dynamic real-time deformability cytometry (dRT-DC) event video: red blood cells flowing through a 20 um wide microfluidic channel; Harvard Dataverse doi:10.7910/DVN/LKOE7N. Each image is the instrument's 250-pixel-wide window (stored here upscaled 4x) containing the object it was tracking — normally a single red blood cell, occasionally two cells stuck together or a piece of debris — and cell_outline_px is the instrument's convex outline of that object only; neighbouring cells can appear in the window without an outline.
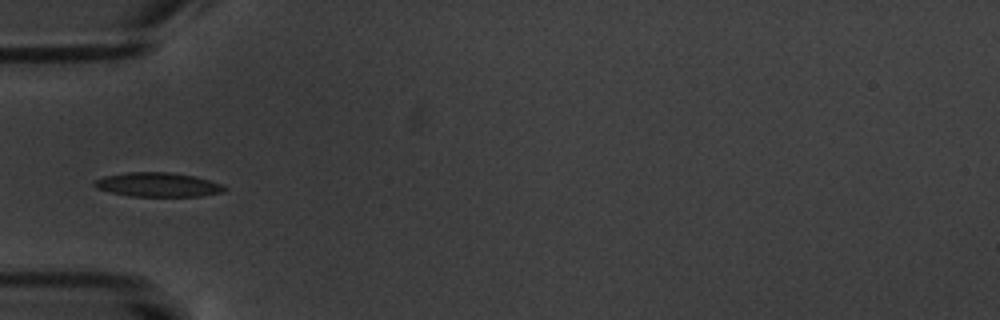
{"species": "common noctule bat (a hibernating species)", "species_latin": "Nyctalus noctula", "temperature_condition": "warm", "stored_images_in_passage": 16, "camera_frame_rate_fps": 3000, "um_per_image_px": 0.085, "animal": {"sex": "male", "body_mass_g": 20.1, "forearm_length_mm": 53.5}, "frame": {"image": 1, "passage_image": 5, "time_ms": 5.333, "image_size_px": [1000, 320], "cell_outline_px": [[228, 188], [224, 192], [200, 196], [132, 196], [112, 192], [96, 188], [92, 184], [92, 180], [104, 176], [128, 172], [168, 172], [192, 176], [208, 180], [220, 184]], "centroid_in_image_um": [13.38, 15.69], "position_along_channel_um": 71.6, "area_um2": 18.21}}
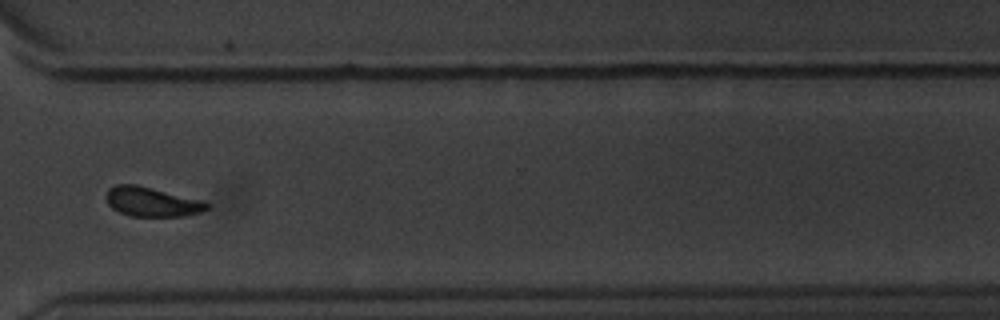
{"frame": {"image": 2, "passage_image": 12, "time_ms": 13.667, "image_size_px": [1000, 320], "cell_outline_px": [[208, 208], [200, 212], [180, 216], [132, 216], [120, 212], [112, 208], [108, 204], [108, 188], [116, 184], [136, 184], [204, 200], [208, 204]], "centroid_in_image_um": [12.92, 17.14], "position_along_channel_um": 357.7, "area_um2": 17.11}}
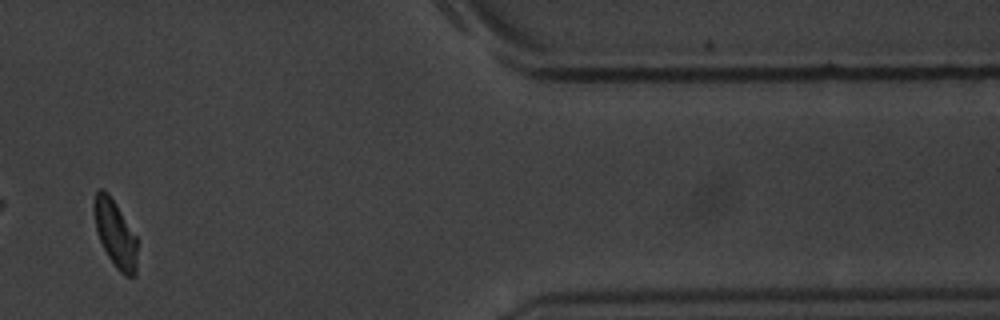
{"frame": {"image": 3, "passage_image": 14, "time_ms": 16.0, "image_size_px": [1000, 320], "cell_outline_px": [[136, 276], [124, 276], [116, 268], [108, 256], [100, 240], [96, 228], [92, 208], [92, 204], [96, 192], [100, 188], [104, 188], [108, 192], [116, 204], [136, 236]], "centroid_in_image_um": [9.77, 19.83], "position_along_channel_um": 401.6, "area_um2": 16.82}, "authors_computed_cell_mechanics": {"area_um2": 17.3111, "velocity_mm_per_s": 3.4338, "shape_relaxation_time_tau1_ms": 2.236, "shape_relaxation_time_tau2_ms": 1.0983, "deformation_change_tau1": 0.1092, "deformation_change_tau2": 0.0487}}